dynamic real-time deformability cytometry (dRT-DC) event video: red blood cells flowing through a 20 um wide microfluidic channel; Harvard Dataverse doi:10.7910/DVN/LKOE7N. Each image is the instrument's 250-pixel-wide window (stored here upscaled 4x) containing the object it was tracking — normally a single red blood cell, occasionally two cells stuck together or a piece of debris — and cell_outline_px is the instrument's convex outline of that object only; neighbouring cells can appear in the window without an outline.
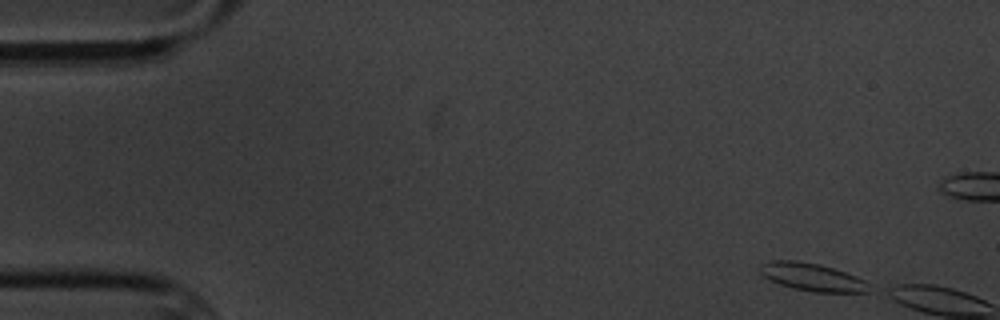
{"species": "common noctule bat (a hibernating species)", "species_latin": "Nyctalus noctula", "temperature_condition": "cold", "stored_images_in_passage": 2, "camera_frame_rate_fps": 3000, "um_per_image_px": 0.085, "animal": {"sex": "male", "body_mass_g": 20.1, "forearm_length_mm": 53.5}, "frame": {"image": 1, "passage_image": 1, "time_ms": 0.0, "image_size_px": [1000, 320], "cell_outline_px": [[876, 288], [868, 292], [816, 292], [796, 288], [780, 284], [764, 276], [760, 272], [760, 264], [772, 260], [796, 260], [820, 264], [856, 276], [864, 280]], "centroid_in_image_um": [69.1, 23.55], "position_along_channel_um": 15.9, "area_um2": 17.57}}